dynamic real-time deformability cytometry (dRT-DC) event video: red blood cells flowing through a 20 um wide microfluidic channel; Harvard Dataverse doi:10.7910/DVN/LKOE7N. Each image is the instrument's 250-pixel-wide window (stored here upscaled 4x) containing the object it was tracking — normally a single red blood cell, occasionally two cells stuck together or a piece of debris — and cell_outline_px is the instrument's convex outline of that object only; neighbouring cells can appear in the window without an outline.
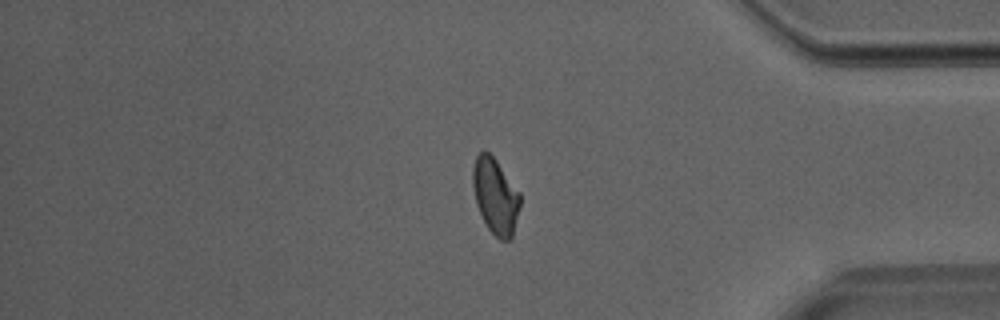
{"species": "Egyptian fruit bat (a non-hibernating species)", "species_latin": "Rousettus aegyptiacus", "temperature_condition": "room temperature", "stored_images_in_passage": 41, "camera_frame_rate_fps": 3000, "um_per_image_px": 0.085, "animal": {"sex": "male"}, "frame": {"image": 1, "passage_image": 40, "time_ms": 13.0, "image_size_px": [1000, 320], "cell_outline_px": [[520, 204], [512, 240], [500, 240], [488, 228], [476, 204], [472, 184], [472, 168], [476, 156], [480, 152], [488, 152], [496, 160], [520, 192]], "centroid_in_image_um": [42.11, 16.67], "position_along_channel_um": 393.1, "area_um2": 20.81}}